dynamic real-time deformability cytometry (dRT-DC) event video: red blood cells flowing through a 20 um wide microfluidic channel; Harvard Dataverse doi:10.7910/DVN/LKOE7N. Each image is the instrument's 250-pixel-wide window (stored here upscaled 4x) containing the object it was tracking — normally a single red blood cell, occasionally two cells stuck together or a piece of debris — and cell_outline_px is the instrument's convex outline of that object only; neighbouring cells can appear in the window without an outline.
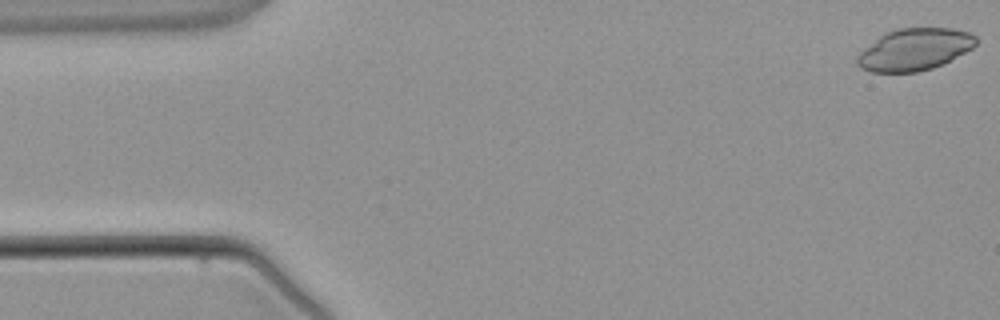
{"species": "common noctule bat (a hibernating species)", "species_latin": "Nyctalus noctula", "temperature_condition": "warm", "stored_images_in_passage": 3, "camera_frame_rate_fps": 3000, "um_per_image_px": 0.085, "animal": {"sex": "male", "body_mass_g": 21.5, "forearm_length_mm": 52.0}, "frame": {"image": 1, "passage_image": 1, "time_ms": 0.0, "image_size_px": [1000, 320], "cell_outline_px": [[976, 44], [972, 48], [944, 64], [932, 68], [916, 72], [872, 72], [860, 68], [856, 64], [856, 56], [860, 52], [880, 36], [896, 28], [952, 28], [968, 32], [976, 36]], "centroid_in_image_um": [77.73, 4.21], "position_along_channel_um": 7.3, "area_um2": 28.96}}